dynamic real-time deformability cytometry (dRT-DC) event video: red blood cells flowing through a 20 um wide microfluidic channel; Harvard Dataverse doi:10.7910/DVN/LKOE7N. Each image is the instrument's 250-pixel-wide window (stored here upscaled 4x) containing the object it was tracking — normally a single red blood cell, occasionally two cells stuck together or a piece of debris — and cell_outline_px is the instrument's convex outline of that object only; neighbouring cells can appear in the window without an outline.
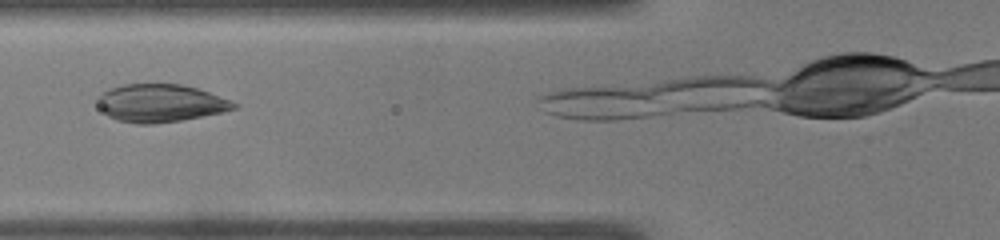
{"species": "common noctule bat (a hibernating species)", "species_latin": "Nyctalus noctula", "temperature_condition": "warm", "stored_images_in_passage": 7, "camera_frame_rate_fps": 3000, "um_per_image_px": 0.085, "animal": {"sex": "male", "body_mass_g": 19.0, "forearm_length_mm": 50.8}, "frame": {"image": 1, "passage_image": 5, "time_ms": 1.333, "image_size_px": [1000, 240], "cell_outline_px": [[240, 104], [236, 108], [220, 112], [180, 120], [152, 124], [136, 124], [120, 120], [108, 116], [100, 108], [96, 96], [112, 88], [124, 84], [180, 84], [196, 88], [232, 100]], "centroid_in_image_um": [13.64, 8.76], "position_along_channel_um": 112.2, "area_um2": 29.71}}